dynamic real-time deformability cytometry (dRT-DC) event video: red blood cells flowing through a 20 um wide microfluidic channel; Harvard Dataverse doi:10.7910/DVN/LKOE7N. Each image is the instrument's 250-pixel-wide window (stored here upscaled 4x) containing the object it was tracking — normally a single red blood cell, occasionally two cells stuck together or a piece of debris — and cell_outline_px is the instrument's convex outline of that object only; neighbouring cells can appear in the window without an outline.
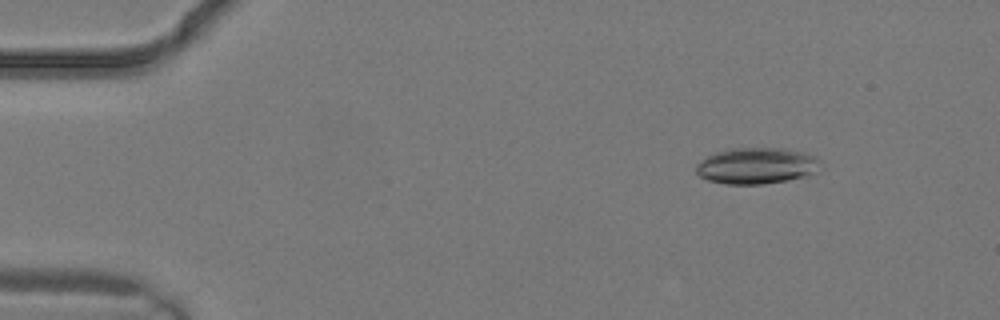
{"species": "common noctule bat (a hibernating species)", "species_latin": "Nyctalus noctula", "temperature_condition": "warm", "stored_images_in_passage": 3, "camera_frame_rate_fps": 3000, "um_per_image_px": 0.085, "animal": {"sex": "male", "body_mass_g": 19.2, "forearm_length_mm": 51.8}, "frame": {"image": 1, "passage_image": 1, "time_ms": 0.0, "image_size_px": [1000, 320], "cell_outline_px": [[820, 160], [812, 172], [808, 176], [764, 184], [724, 184], [708, 180], [700, 176], [696, 172], [696, 164], [708, 156], [716, 152], [728, 148], [784, 148], [804, 152], [816, 156]], "centroid_in_image_um": [64.27, 14.08], "position_along_channel_um": 20.7, "area_um2": 26.13}}